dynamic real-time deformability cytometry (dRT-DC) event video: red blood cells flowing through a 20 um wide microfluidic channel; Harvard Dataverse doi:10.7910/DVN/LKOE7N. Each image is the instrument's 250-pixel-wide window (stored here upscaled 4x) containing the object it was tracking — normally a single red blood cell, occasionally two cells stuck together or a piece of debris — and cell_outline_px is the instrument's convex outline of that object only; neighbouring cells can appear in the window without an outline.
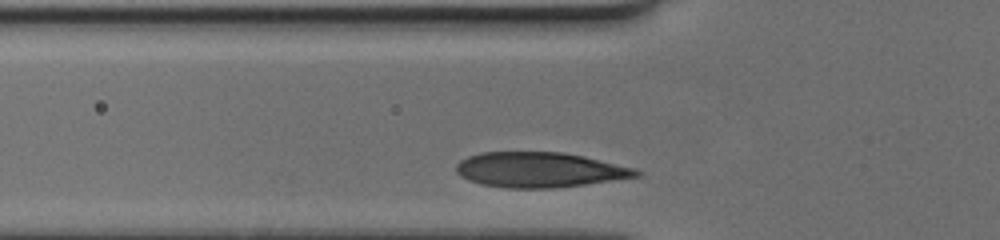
{"species": "human", "species_latin": "Homo sapiens", "temperature_condition": "cold", "stored_images_in_passage": 25, "camera_frame_rate_fps": 3000, "um_per_image_px": 0.085, "donor": {"sex": "female"}, "frame": {"image": 1, "passage_image": 2, "time_ms": 0.333, "image_size_px": [1000, 240], "cell_outline_px": [[640, 176], [584, 184], [552, 188], [504, 188], [480, 184], [468, 180], [460, 176], [456, 172], [456, 164], [460, 160], [468, 156], [480, 152], [564, 152], [584, 156], [632, 168], [640, 172]], "centroid_in_image_um": [45.78, 14.43], "position_along_channel_um": 80.0, "area_um2": 36.7}}
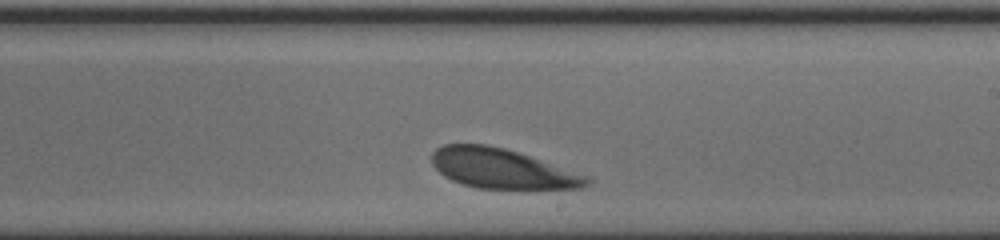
{"frame": {"image": 2, "passage_image": 15, "time_ms": 4.667, "image_size_px": [1000, 240], "cell_outline_px": [[592, 180], [588, 184], [580, 188], [476, 188], [460, 184], [444, 176], [432, 164], [432, 152], [436, 148], [444, 144], [488, 144], [504, 148], [588, 176]], "centroid_in_image_um": [42.61, 14.33], "position_along_channel_um": 246.4, "area_um2": 35.43}}
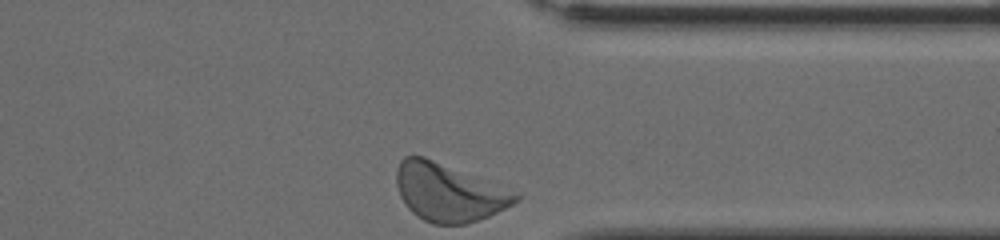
{"frame": {"image": 3, "passage_image": 25, "time_ms": 8.0, "image_size_px": [1000, 240], "cell_outline_px": [[520, 200], [488, 216], [464, 224], [432, 224], [416, 216], [408, 208], [400, 196], [396, 184], [396, 168], [400, 160], [404, 156], [424, 156], [520, 192]], "centroid_in_image_um": [38.14, 16.34], "position_along_channel_um": 373.3, "area_um2": 40.34}}